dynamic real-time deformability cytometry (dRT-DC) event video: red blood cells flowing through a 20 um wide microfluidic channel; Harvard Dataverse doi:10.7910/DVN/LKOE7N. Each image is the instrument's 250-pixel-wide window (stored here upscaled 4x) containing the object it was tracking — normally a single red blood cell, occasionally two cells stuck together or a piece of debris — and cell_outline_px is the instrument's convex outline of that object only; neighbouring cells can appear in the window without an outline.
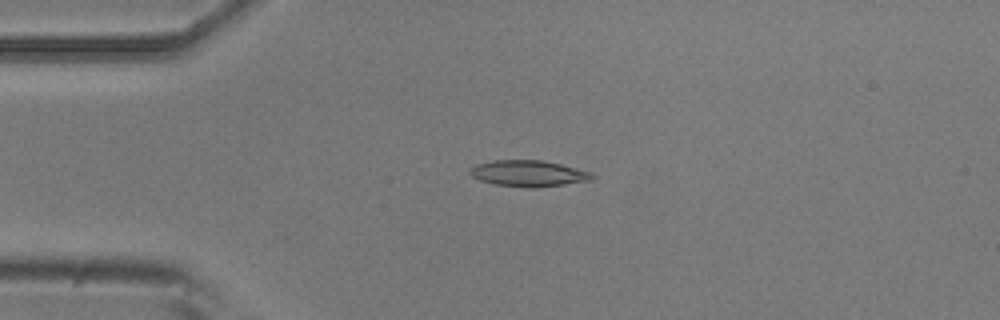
{"species": "common noctule bat (a hibernating species)", "species_latin": "Nyctalus noctula", "temperature_condition": "room temperature", "stored_images_in_passage": 9, "camera_frame_rate_fps": 3000, "um_per_image_px": 0.085, "animal": {"sex": "male", "body_mass_g": 20.5, "forearm_length_mm": 52.5}, "frame": {"image": 1, "passage_image": 4, "time_ms": 1.0, "image_size_px": [1000, 320], "cell_outline_px": [[596, 176], [592, 180], [564, 184], [532, 188], [496, 184], [480, 180], [472, 176], [468, 172], [468, 168], [476, 164], [492, 160], [540, 160], [560, 164], [592, 172]], "centroid_in_image_um": [44.9, 14.73], "position_along_channel_um": 40.1, "area_um2": 18.61}}
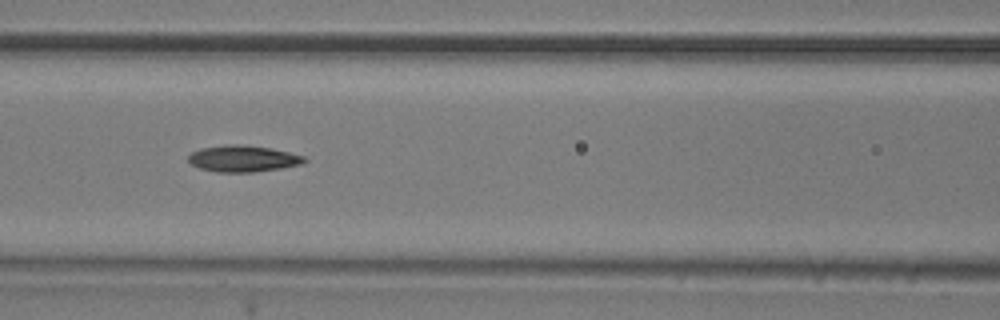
{"frame": {"image": 2, "passage_image": 7, "time_ms": 2.0, "image_size_px": [1000, 320], "cell_outline_px": [[308, 160], [304, 164], [280, 168], [252, 172], [216, 172], [200, 168], [192, 164], [188, 160], [188, 156], [192, 152], [200, 148], [228, 144], [236, 144], [268, 148], [288, 152], [304, 156]], "centroid_in_image_um": [20.66, 13.49], "position_along_channel_um": 145.9, "area_um2": 17.74}}
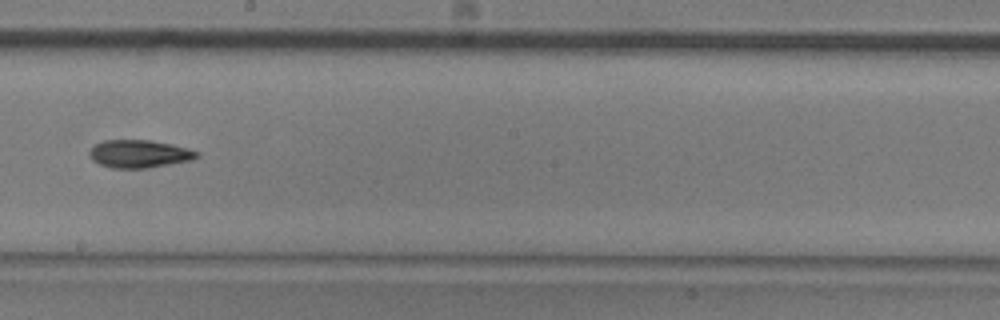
{"frame": {"image": 3, "passage_image": 9, "time_ms": 2.667, "image_size_px": [1000, 320], "cell_outline_px": [[200, 156], [192, 160], [148, 168], [112, 168], [100, 164], [92, 160], [88, 152], [96, 144], [104, 140], [152, 140], [172, 144], [188, 148], [200, 152]], "centroid_in_image_um": [11.87, 13.07], "position_along_channel_um": 236.3, "area_um2": 17.51}}